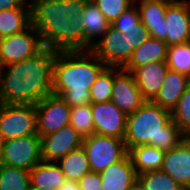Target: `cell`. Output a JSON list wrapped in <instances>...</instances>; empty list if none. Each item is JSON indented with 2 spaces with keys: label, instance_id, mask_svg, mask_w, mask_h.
Masks as SVG:
<instances>
[{
  "label": "cell",
  "instance_id": "cell-35",
  "mask_svg": "<svg viewBox=\"0 0 190 190\" xmlns=\"http://www.w3.org/2000/svg\"><path fill=\"white\" fill-rule=\"evenodd\" d=\"M80 190H101V176L96 172L85 174L78 182Z\"/></svg>",
  "mask_w": 190,
  "mask_h": 190
},
{
  "label": "cell",
  "instance_id": "cell-15",
  "mask_svg": "<svg viewBox=\"0 0 190 190\" xmlns=\"http://www.w3.org/2000/svg\"><path fill=\"white\" fill-rule=\"evenodd\" d=\"M161 170L169 174L185 190H190L189 137H186L173 149L165 152Z\"/></svg>",
  "mask_w": 190,
  "mask_h": 190
},
{
  "label": "cell",
  "instance_id": "cell-1",
  "mask_svg": "<svg viewBox=\"0 0 190 190\" xmlns=\"http://www.w3.org/2000/svg\"><path fill=\"white\" fill-rule=\"evenodd\" d=\"M88 0H33L31 24L44 47L57 51L86 50L81 13Z\"/></svg>",
  "mask_w": 190,
  "mask_h": 190
},
{
  "label": "cell",
  "instance_id": "cell-9",
  "mask_svg": "<svg viewBox=\"0 0 190 190\" xmlns=\"http://www.w3.org/2000/svg\"><path fill=\"white\" fill-rule=\"evenodd\" d=\"M70 109L60 96L53 93L35 104L37 134L42 137L70 125Z\"/></svg>",
  "mask_w": 190,
  "mask_h": 190
},
{
  "label": "cell",
  "instance_id": "cell-5",
  "mask_svg": "<svg viewBox=\"0 0 190 190\" xmlns=\"http://www.w3.org/2000/svg\"><path fill=\"white\" fill-rule=\"evenodd\" d=\"M82 147L89 160L91 172L96 173H101L128 155L123 139L95 133L83 138Z\"/></svg>",
  "mask_w": 190,
  "mask_h": 190
},
{
  "label": "cell",
  "instance_id": "cell-10",
  "mask_svg": "<svg viewBox=\"0 0 190 190\" xmlns=\"http://www.w3.org/2000/svg\"><path fill=\"white\" fill-rule=\"evenodd\" d=\"M91 51L106 67L124 68L129 63V43L112 25L93 45Z\"/></svg>",
  "mask_w": 190,
  "mask_h": 190
},
{
  "label": "cell",
  "instance_id": "cell-27",
  "mask_svg": "<svg viewBox=\"0 0 190 190\" xmlns=\"http://www.w3.org/2000/svg\"><path fill=\"white\" fill-rule=\"evenodd\" d=\"M137 183L142 190H185L169 174L162 170L139 174Z\"/></svg>",
  "mask_w": 190,
  "mask_h": 190
},
{
  "label": "cell",
  "instance_id": "cell-2",
  "mask_svg": "<svg viewBox=\"0 0 190 190\" xmlns=\"http://www.w3.org/2000/svg\"><path fill=\"white\" fill-rule=\"evenodd\" d=\"M57 52L43 47L30 58L3 66L0 75V103L35 105L52 94L53 66Z\"/></svg>",
  "mask_w": 190,
  "mask_h": 190
},
{
  "label": "cell",
  "instance_id": "cell-29",
  "mask_svg": "<svg viewBox=\"0 0 190 190\" xmlns=\"http://www.w3.org/2000/svg\"><path fill=\"white\" fill-rule=\"evenodd\" d=\"M167 66L190 77V42L168 47Z\"/></svg>",
  "mask_w": 190,
  "mask_h": 190
},
{
  "label": "cell",
  "instance_id": "cell-32",
  "mask_svg": "<svg viewBox=\"0 0 190 190\" xmlns=\"http://www.w3.org/2000/svg\"><path fill=\"white\" fill-rule=\"evenodd\" d=\"M92 1L110 23L115 21L126 9H128L135 3L134 0H92Z\"/></svg>",
  "mask_w": 190,
  "mask_h": 190
},
{
  "label": "cell",
  "instance_id": "cell-33",
  "mask_svg": "<svg viewBox=\"0 0 190 190\" xmlns=\"http://www.w3.org/2000/svg\"><path fill=\"white\" fill-rule=\"evenodd\" d=\"M119 30L126 38L129 43V61L132 57L134 49L138 48L141 44H143L147 39H149L150 33L143 24H141L138 28H130V29H117Z\"/></svg>",
  "mask_w": 190,
  "mask_h": 190
},
{
  "label": "cell",
  "instance_id": "cell-18",
  "mask_svg": "<svg viewBox=\"0 0 190 190\" xmlns=\"http://www.w3.org/2000/svg\"><path fill=\"white\" fill-rule=\"evenodd\" d=\"M168 0H136L141 23L146 27L150 36L165 41L164 22Z\"/></svg>",
  "mask_w": 190,
  "mask_h": 190
},
{
  "label": "cell",
  "instance_id": "cell-40",
  "mask_svg": "<svg viewBox=\"0 0 190 190\" xmlns=\"http://www.w3.org/2000/svg\"><path fill=\"white\" fill-rule=\"evenodd\" d=\"M2 144H3V140H2V137L0 136V155H1V151H2Z\"/></svg>",
  "mask_w": 190,
  "mask_h": 190
},
{
  "label": "cell",
  "instance_id": "cell-4",
  "mask_svg": "<svg viewBox=\"0 0 190 190\" xmlns=\"http://www.w3.org/2000/svg\"><path fill=\"white\" fill-rule=\"evenodd\" d=\"M185 138L172 120L171 111L152 101H145L133 114L127 116L123 140L128 151L139 145H150L166 152Z\"/></svg>",
  "mask_w": 190,
  "mask_h": 190
},
{
  "label": "cell",
  "instance_id": "cell-22",
  "mask_svg": "<svg viewBox=\"0 0 190 190\" xmlns=\"http://www.w3.org/2000/svg\"><path fill=\"white\" fill-rule=\"evenodd\" d=\"M128 155L132 161L136 174L161 170L165 151L150 145H139L131 148Z\"/></svg>",
  "mask_w": 190,
  "mask_h": 190
},
{
  "label": "cell",
  "instance_id": "cell-25",
  "mask_svg": "<svg viewBox=\"0 0 190 190\" xmlns=\"http://www.w3.org/2000/svg\"><path fill=\"white\" fill-rule=\"evenodd\" d=\"M57 164L68 181L78 182L85 174L91 172L89 160L83 147L71 151Z\"/></svg>",
  "mask_w": 190,
  "mask_h": 190
},
{
  "label": "cell",
  "instance_id": "cell-23",
  "mask_svg": "<svg viewBox=\"0 0 190 190\" xmlns=\"http://www.w3.org/2000/svg\"><path fill=\"white\" fill-rule=\"evenodd\" d=\"M66 178L57 162L41 161L30 170V187L56 189L66 182Z\"/></svg>",
  "mask_w": 190,
  "mask_h": 190
},
{
  "label": "cell",
  "instance_id": "cell-13",
  "mask_svg": "<svg viewBox=\"0 0 190 190\" xmlns=\"http://www.w3.org/2000/svg\"><path fill=\"white\" fill-rule=\"evenodd\" d=\"M83 138L71 126L41 137L42 161L58 162L71 151L82 147Z\"/></svg>",
  "mask_w": 190,
  "mask_h": 190
},
{
  "label": "cell",
  "instance_id": "cell-34",
  "mask_svg": "<svg viewBox=\"0 0 190 190\" xmlns=\"http://www.w3.org/2000/svg\"><path fill=\"white\" fill-rule=\"evenodd\" d=\"M136 3L126 9L111 25L116 29L138 28L141 25Z\"/></svg>",
  "mask_w": 190,
  "mask_h": 190
},
{
  "label": "cell",
  "instance_id": "cell-6",
  "mask_svg": "<svg viewBox=\"0 0 190 190\" xmlns=\"http://www.w3.org/2000/svg\"><path fill=\"white\" fill-rule=\"evenodd\" d=\"M29 135H38L35 105L0 103V136L2 140Z\"/></svg>",
  "mask_w": 190,
  "mask_h": 190
},
{
  "label": "cell",
  "instance_id": "cell-31",
  "mask_svg": "<svg viewBox=\"0 0 190 190\" xmlns=\"http://www.w3.org/2000/svg\"><path fill=\"white\" fill-rule=\"evenodd\" d=\"M171 116L182 134L190 138V83L172 110Z\"/></svg>",
  "mask_w": 190,
  "mask_h": 190
},
{
  "label": "cell",
  "instance_id": "cell-20",
  "mask_svg": "<svg viewBox=\"0 0 190 190\" xmlns=\"http://www.w3.org/2000/svg\"><path fill=\"white\" fill-rule=\"evenodd\" d=\"M111 23L92 0H88L81 13V26L86 37V50H91L93 45L108 30Z\"/></svg>",
  "mask_w": 190,
  "mask_h": 190
},
{
  "label": "cell",
  "instance_id": "cell-37",
  "mask_svg": "<svg viewBox=\"0 0 190 190\" xmlns=\"http://www.w3.org/2000/svg\"><path fill=\"white\" fill-rule=\"evenodd\" d=\"M58 190H80L79 185L76 181H66Z\"/></svg>",
  "mask_w": 190,
  "mask_h": 190
},
{
  "label": "cell",
  "instance_id": "cell-14",
  "mask_svg": "<svg viewBox=\"0 0 190 190\" xmlns=\"http://www.w3.org/2000/svg\"><path fill=\"white\" fill-rule=\"evenodd\" d=\"M90 106L95 134L124 139L127 124L125 113L118 109L112 101L91 103Z\"/></svg>",
  "mask_w": 190,
  "mask_h": 190
},
{
  "label": "cell",
  "instance_id": "cell-39",
  "mask_svg": "<svg viewBox=\"0 0 190 190\" xmlns=\"http://www.w3.org/2000/svg\"><path fill=\"white\" fill-rule=\"evenodd\" d=\"M128 190H142V188H141V186L138 183H136L133 187H131Z\"/></svg>",
  "mask_w": 190,
  "mask_h": 190
},
{
  "label": "cell",
  "instance_id": "cell-19",
  "mask_svg": "<svg viewBox=\"0 0 190 190\" xmlns=\"http://www.w3.org/2000/svg\"><path fill=\"white\" fill-rule=\"evenodd\" d=\"M189 83V76L169 69L158 94L152 102L172 112Z\"/></svg>",
  "mask_w": 190,
  "mask_h": 190
},
{
  "label": "cell",
  "instance_id": "cell-17",
  "mask_svg": "<svg viewBox=\"0 0 190 190\" xmlns=\"http://www.w3.org/2000/svg\"><path fill=\"white\" fill-rule=\"evenodd\" d=\"M99 174L102 180L101 190H128L138 182V175L129 155Z\"/></svg>",
  "mask_w": 190,
  "mask_h": 190
},
{
  "label": "cell",
  "instance_id": "cell-11",
  "mask_svg": "<svg viewBox=\"0 0 190 190\" xmlns=\"http://www.w3.org/2000/svg\"><path fill=\"white\" fill-rule=\"evenodd\" d=\"M111 101L127 116L133 114L146 101L142 97L132 72L114 67Z\"/></svg>",
  "mask_w": 190,
  "mask_h": 190
},
{
  "label": "cell",
  "instance_id": "cell-21",
  "mask_svg": "<svg viewBox=\"0 0 190 190\" xmlns=\"http://www.w3.org/2000/svg\"><path fill=\"white\" fill-rule=\"evenodd\" d=\"M168 47L165 41L150 37L134 49L132 57L124 69L133 73L138 67L148 63L166 61Z\"/></svg>",
  "mask_w": 190,
  "mask_h": 190
},
{
  "label": "cell",
  "instance_id": "cell-26",
  "mask_svg": "<svg viewBox=\"0 0 190 190\" xmlns=\"http://www.w3.org/2000/svg\"><path fill=\"white\" fill-rule=\"evenodd\" d=\"M30 171L0 164V190H30Z\"/></svg>",
  "mask_w": 190,
  "mask_h": 190
},
{
  "label": "cell",
  "instance_id": "cell-36",
  "mask_svg": "<svg viewBox=\"0 0 190 190\" xmlns=\"http://www.w3.org/2000/svg\"><path fill=\"white\" fill-rule=\"evenodd\" d=\"M12 8H31V4L27 0H0V10Z\"/></svg>",
  "mask_w": 190,
  "mask_h": 190
},
{
  "label": "cell",
  "instance_id": "cell-3",
  "mask_svg": "<svg viewBox=\"0 0 190 190\" xmlns=\"http://www.w3.org/2000/svg\"><path fill=\"white\" fill-rule=\"evenodd\" d=\"M105 67L91 50L58 51L52 93L69 107L91 104L90 87Z\"/></svg>",
  "mask_w": 190,
  "mask_h": 190
},
{
  "label": "cell",
  "instance_id": "cell-28",
  "mask_svg": "<svg viewBox=\"0 0 190 190\" xmlns=\"http://www.w3.org/2000/svg\"><path fill=\"white\" fill-rule=\"evenodd\" d=\"M114 83V67H105L90 87L91 103L111 101Z\"/></svg>",
  "mask_w": 190,
  "mask_h": 190
},
{
  "label": "cell",
  "instance_id": "cell-12",
  "mask_svg": "<svg viewBox=\"0 0 190 190\" xmlns=\"http://www.w3.org/2000/svg\"><path fill=\"white\" fill-rule=\"evenodd\" d=\"M164 22L165 42L168 46L190 42V4L171 1L167 5Z\"/></svg>",
  "mask_w": 190,
  "mask_h": 190
},
{
  "label": "cell",
  "instance_id": "cell-30",
  "mask_svg": "<svg viewBox=\"0 0 190 190\" xmlns=\"http://www.w3.org/2000/svg\"><path fill=\"white\" fill-rule=\"evenodd\" d=\"M70 125L82 138L94 134V121L90 104L71 107Z\"/></svg>",
  "mask_w": 190,
  "mask_h": 190
},
{
  "label": "cell",
  "instance_id": "cell-41",
  "mask_svg": "<svg viewBox=\"0 0 190 190\" xmlns=\"http://www.w3.org/2000/svg\"><path fill=\"white\" fill-rule=\"evenodd\" d=\"M179 1L187 2L190 4V0H179Z\"/></svg>",
  "mask_w": 190,
  "mask_h": 190
},
{
  "label": "cell",
  "instance_id": "cell-24",
  "mask_svg": "<svg viewBox=\"0 0 190 190\" xmlns=\"http://www.w3.org/2000/svg\"><path fill=\"white\" fill-rule=\"evenodd\" d=\"M31 25V8L0 10V38L23 32Z\"/></svg>",
  "mask_w": 190,
  "mask_h": 190
},
{
  "label": "cell",
  "instance_id": "cell-16",
  "mask_svg": "<svg viewBox=\"0 0 190 190\" xmlns=\"http://www.w3.org/2000/svg\"><path fill=\"white\" fill-rule=\"evenodd\" d=\"M168 70L166 61H157L138 67L133 72L137 86L146 101H152L156 97Z\"/></svg>",
  "mask_w": 190,
  "mask_h": 190
},
{
  "label": "cell",
  "instance_id": "cell-7",
  "mask_svg": "<svg viewBox=\"0 0 190 190\" xmlns=\"http://www.w3.org/2000/svg\"><path fill=\"white\" fill-rule=\"evenodd\" d=\"M41 161L42 149L39 135H29L3 141L0 164L30 171Z\"/></svg>",
  "mask_w": 190,
  "mask_h": 190
},
{
  "label": "cell",
  "instance_id": "cell-38",
  "mask_svg": "<svg viewBox=\"0 0 190 190\" xmlns=\"http://www.w3.org/2000/svg\"><path fill=\"white\" fill-rule=\"evenodd\" d=\"M30 190H56V189H53V188H49V189H47V188H40V187H30Z\"/></svg>",
  "mask_w": 190,
  "mask_h": 190
},
{
  "label": "cell",
  "instance_id": "cell-42",
  "mask_svg": "<svg viewBox=\"0 0 190 190\" xmlns=\"http://www.w3.org/2000/svg\"><path fill=\"white\" fill-rule=\"evenodd\" d=\"M1 69H2V65H1V63H0V75H1Z\"/></svg>",
  "mask_w": 190,
  "mask_h": 190
},
{
  "label": "cell",
  "instance_id": "cell-8",
  "mask_svg": "<svg viewBox=\"0 0 190 190\" xmlns=\"http://www.w3.org/2000/svg\"><path fill=\"white\" fill-rule=\"evenodd\" d=\"M43 47L39 32L31 24L23 32L0 38V63L3 67L21 62Z\"/></svg>",
  "mask_w": 190,
  "mask_h": 190
}]
</instances>
